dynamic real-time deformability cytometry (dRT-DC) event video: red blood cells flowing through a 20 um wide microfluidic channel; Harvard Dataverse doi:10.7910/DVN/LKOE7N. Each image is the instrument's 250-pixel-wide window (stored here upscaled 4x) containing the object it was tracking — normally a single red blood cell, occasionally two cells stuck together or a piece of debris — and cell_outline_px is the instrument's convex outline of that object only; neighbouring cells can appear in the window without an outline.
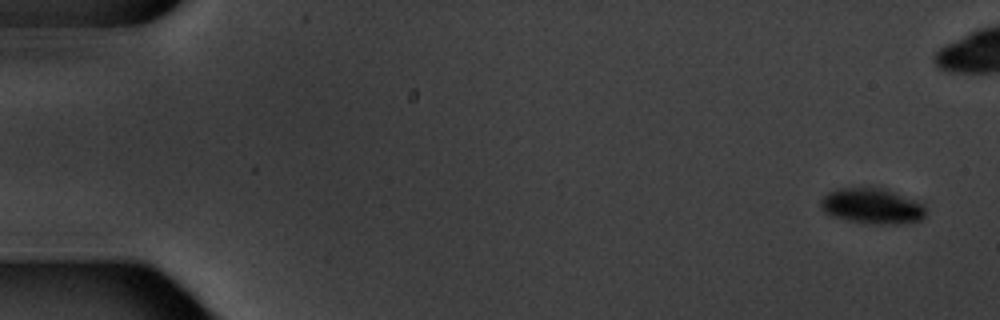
{"species": "common noctule bat (a hibernating species)", "species_latin": "Nyctalus noctula", "temperature_condition": "warm", "stored_images_in_passage": 12, "camera_frame_rate_fps": 3000, "um_per_image_px": 0.085, "animal": {"sex": "male", "body_mass_g": 20.1, "forearm_length_mm": 53.5}, "frame": {"image": 1, "passage_image": 1, "time_ms": 0.0, "image_size_px": [1000, 320], "cell_outline_px": [[924, 216], [920, 220], [900, 224], [864, 224], [832, 216], [824, 212], [820, 208], [820, 200], [828, 192], [836, 188], [880, 188], [916, 200], [924, 204]], "centroid_in_image_um": [74.08, 17.53], "position_along_channel_um": 10.9, "area_um2": 21.73}}
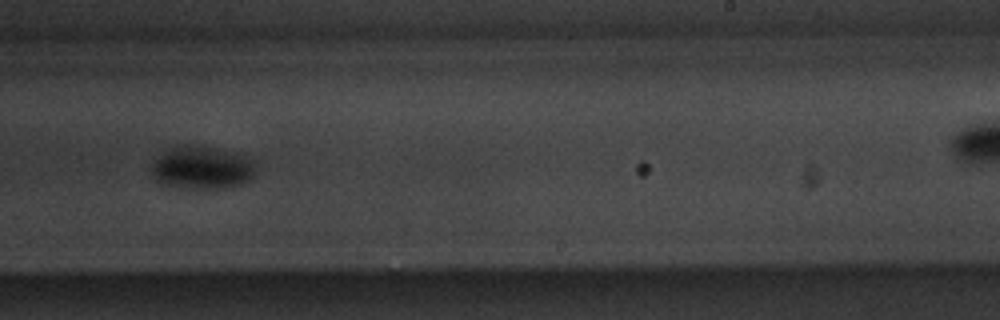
{"frame": {"image": 2, "passage_image": 10, "time_ms": 11.667, "image_size_px": [1000, 320], "cell_outline_px": [[252, 176], [248, 180], [240, 184], [224, 188], [188, 188], [164, 184], [156, 180], [152, 176], [152, 164], [168, 148], [176, 144], [200, 144], [232, 152], [244, 156], [252, 160]], "centroid_in_image_um": [17.11, 14.22], "position_along_channel_um": 271.9, "area_um2": 25.84}}